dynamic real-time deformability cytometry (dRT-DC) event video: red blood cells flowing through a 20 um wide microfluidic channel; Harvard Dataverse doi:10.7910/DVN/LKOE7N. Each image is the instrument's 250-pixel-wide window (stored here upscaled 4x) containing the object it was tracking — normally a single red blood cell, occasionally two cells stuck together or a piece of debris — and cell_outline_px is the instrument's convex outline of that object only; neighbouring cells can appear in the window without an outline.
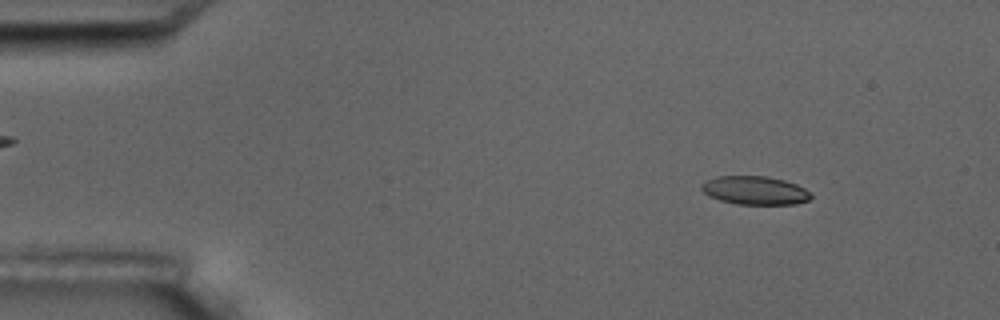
{"species": "common noctule bat (a hibernating species)", "species_latin": "Nyctalus noctula", "temperature_condition": "room temperature", "stored_images_in_passage": 15, "camera_frame_rate_fps": 3000, "um_per_image_px": 0.085, "animal": {"sex": "male", "body_mass_g": 17.5, "forearm_length_mm": 52.3}, "frame": {"image": 1, "passage_image": 1, "time_ms": 0.0, "image_size_px": [1000, 320], "cell_outline_px": [[812, 196], [808, 200], [796, 204], [736, 204], [720, 200], [708, 196], [700, 188], [700, 184], [716, 176], [764, 176], [784, 180], [796, 184], [804, 188]], "centroid_in_image_um": [64.13, 16.18], "position_along_channel_um": 20.9, "area_um2": 18.09}}
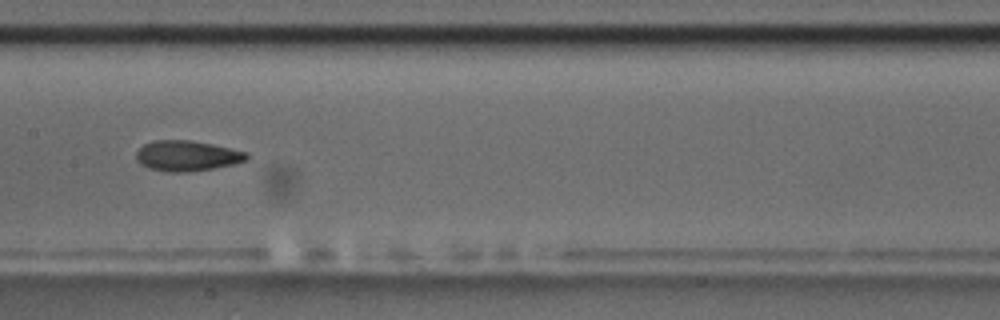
{"frame": {"image": 2, "passage_image": 7, "time_ms": 7.0, "image_size_px": [1000, 320], "cell_outline_px": [[248, 160], [232, 164], [212, 168], [188, 172], [168, 172], [148, 168], [140, 164], [136, 160], [136, 152], [144, 144], [152, 140], [188, 140], [212, 144], [248, 152]], "centroid_in_image_um": [15.87, 13.24], "position_along_channel_um": 191.5, "area_um2": 19.59}}
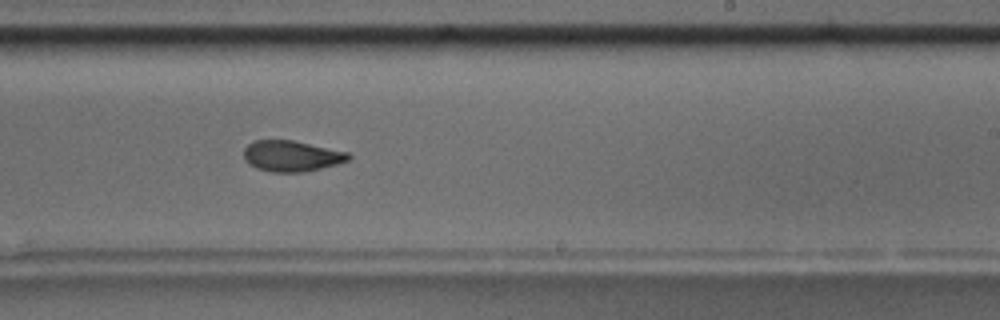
{"frame": {"image": 3, "passage_image": 9, "time_ms": 9.0, "image_size_px": [1000, 320], "cell_outline_px": [[352, 156], [348, 160], [336, 164], [304, 172], [272, 172], [256, 168], [248, 164], [244, 160], [244, 148], [252, 140], [292, 140], [348, 152]], "centroid_in_image_um": [24.74, 13.26], "position_along_channel_um": 264.3, "area_um2": 18.84}, "authors_computed_cell_mechanics": {"area_um2": 19.3052, "velocity_mm_per_s": 3.6519, "shape_relaxation_time_tau1_ms": 2.1386, "shape_relaxation_time_tau2_ms": 1.4329, "deformation_change_tau1": 0.1134, "deformation_change_tau2": 0.0729}}